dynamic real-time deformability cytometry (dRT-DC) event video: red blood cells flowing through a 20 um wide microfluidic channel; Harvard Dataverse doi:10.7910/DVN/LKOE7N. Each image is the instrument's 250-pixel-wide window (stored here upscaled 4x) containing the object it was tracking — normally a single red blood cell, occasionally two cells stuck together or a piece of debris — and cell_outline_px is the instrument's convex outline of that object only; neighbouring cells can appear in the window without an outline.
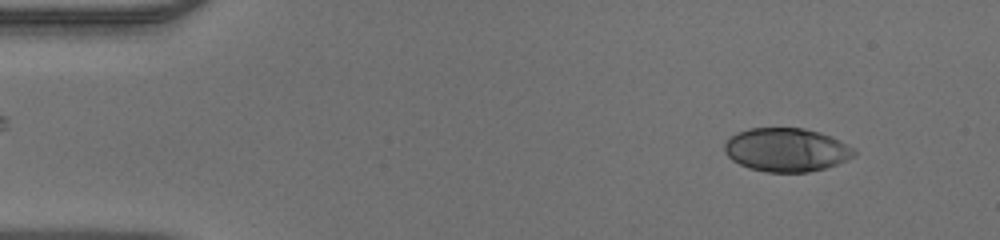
{"species": "human", "species_latin": "Homo sapiens", "temperature_condition": "warm", "stored_images_in_passage": 48, "camera_frame_rate_fps": 3000, "um_per_image_px": 0.085, "donor": {"sex": "male"}, "frame": {"image": 1, "passage_image": 4, "time_ms": 1.0, "image_size_px": [1000, 240], "cell_outline_px": [[856, 152], [852, 156], [836, 164], [824, 168], [808, 172], [768, 172], [748, 168], [732, 160], [724, 152], [724, 140], [736, 132], [748, 128], [804, 128], [820, 132], [832, 136], [840, 140], [852, 148]], "centroid_in_image_um": [66.78, 12.72], "position_along_channel_um": 18.2, "area_um2": 32.95}}
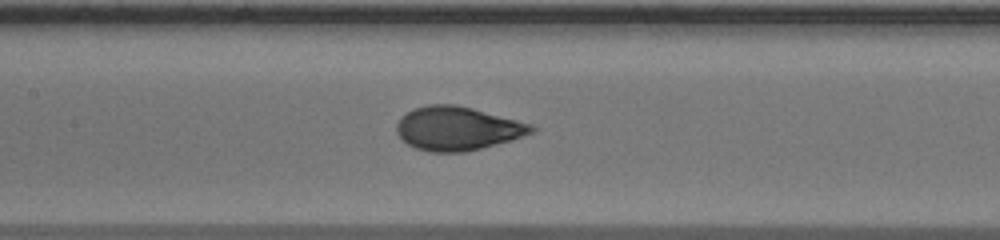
{"frame": {"image": 2, "passage_image": 22, "time_ms": 7.0, "image_size_px": [1000, 240], "cell_outline_px": [[536, 128], [532, 132], [524, 136], [512, 140], [464, 152], [432, 152], [416, 148], [408, 144], [396, 132], [396, 124], [400, 116], [412, 108], [428, 104], [456, 104], [472, 108], [532, 124]], "centroid_in_image_um": [38.85, 10.9], "position_along_channel_um": 168.5, "area_um2": 34.33}}
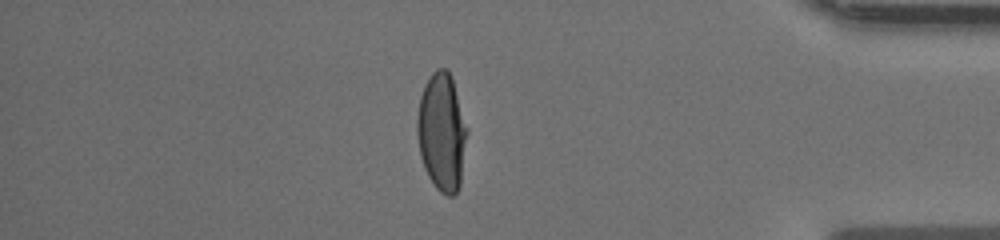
{"frame": {"image": 3, "passage_image": 41, "time_ms": 13.333, "image_size_px": [1000, 240], "cell_outline_px": [[468, 132], [460, 184], [456, 196], [448, 196], [440, 192], [436, 188], [428, 176], [424, 168], [420, 156], [416, 132], [416, 120], [420, 96], [424, 84], [432, 72], [436, 68], [448, 68], [452, 76], [468, 128]], "centroid_in_image_um": [37.55, 11.21], "position_along_channel_um": 397.6, "area_um2": 34.97}}